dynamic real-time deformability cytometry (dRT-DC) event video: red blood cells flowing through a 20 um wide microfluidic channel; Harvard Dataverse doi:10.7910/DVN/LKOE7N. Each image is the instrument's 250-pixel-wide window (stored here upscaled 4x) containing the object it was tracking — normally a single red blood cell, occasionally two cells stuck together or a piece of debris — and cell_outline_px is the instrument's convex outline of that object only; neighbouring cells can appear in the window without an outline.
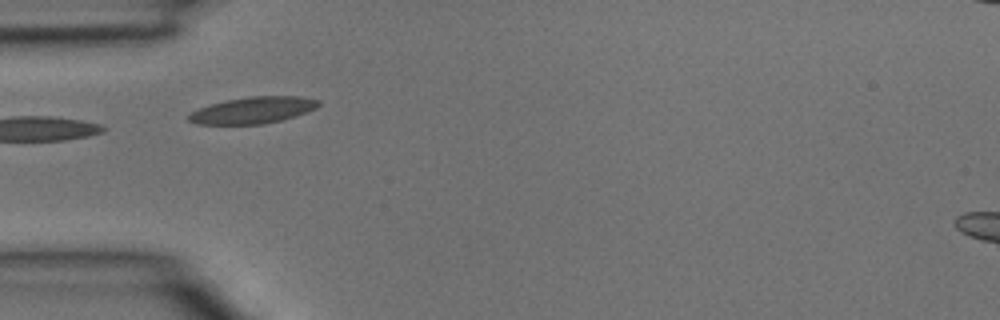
{"species": "common noctule bat (a hibernating species)", "species_latin": "Nyctalus noctula", "temperature_condition": "room temperature", "stored_images_in_passage": 3, "camera_frame_rate_fps": 3000, "um_per_image_px": 0.085, "animal": {"sex": "male", "body_mass_g": 15.6}, "frame": {"image": 1, "passage_image": 1, "time_ms": 0.0, "image_size_px": [1000, 320], "cell_outline_px": [[320, 104], [316, 108], [308, 112], [296, 116], [280, 120], [260, 124], [196, 124], [188, 120], [188, 116], [192, 112], [200, 108], [212, 104], [228, 100], [248, 96], [300, 96], [320, 100]], "centroid_in_image_um": [21.55, 9.36], "position_along_channel_um": 63.5, "area_um2": 19.94}}